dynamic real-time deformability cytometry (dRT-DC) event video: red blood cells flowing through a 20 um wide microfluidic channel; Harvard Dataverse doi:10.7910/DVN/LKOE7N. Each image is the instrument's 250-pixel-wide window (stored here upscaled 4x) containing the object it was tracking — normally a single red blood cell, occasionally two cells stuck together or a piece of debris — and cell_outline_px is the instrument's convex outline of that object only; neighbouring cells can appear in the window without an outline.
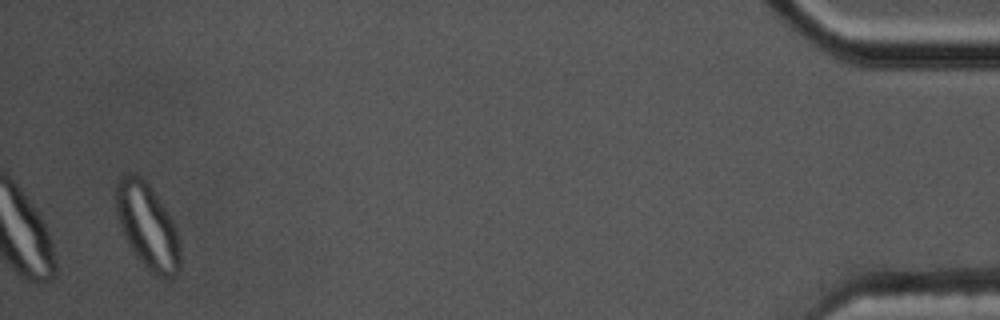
{"species": "common noctule bat (a hibernating species)", "species_latin": "Nyctalus noctula", "temperature_condition": "cold", "stored_images_in_passage": 46, "segment_of_instrument_passage": [2, 2], "camera_frame_rate_fps": 3000, "um_per_image_px": 0.085, "animal": {"sex": "male", "body_mass_g": 17.5, "forearm_length_mm": 52.3}, "frame": {"image": 1, "passage_image": 44, "time_ms": 14.333, "image_size_px": [1000, 320], "cell_outline_px": [[180, 268], [168, 280], [156, 276], [136, 256], [128, 244], [124, 236], [120, 224], [116, 208], [116, 184], [120, 176], [124, 172], [136, 172], [152, 188], [168, 212], [176, 228], [180, 248]], "centroid_in_image_um": [12.53, 19.19], "position_along_channel_um": 422.7, "area_um2": 31.91}}